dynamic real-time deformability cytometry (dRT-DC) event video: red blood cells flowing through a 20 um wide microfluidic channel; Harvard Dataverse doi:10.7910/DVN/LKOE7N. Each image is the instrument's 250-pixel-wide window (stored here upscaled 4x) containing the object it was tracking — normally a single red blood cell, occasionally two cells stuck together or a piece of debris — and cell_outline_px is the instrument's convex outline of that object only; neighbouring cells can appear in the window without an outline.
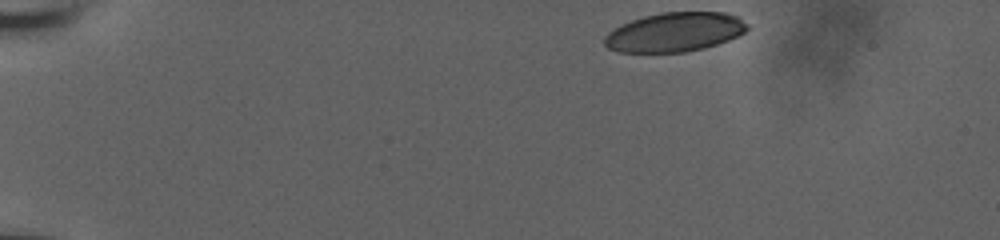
{"species": "human", "species_latin": "Homo sapiens", "temperature_condition": "room temperature", "stored_images_in_passage": 15, "camera_frame_rate_fps": 3000, "um_per_image_px": 0.085, "donor": {"sex": "male"}, "frame": {"image": 1, "passage_image": 1, "time_ms": 0.0, "image_size_px": [1000, 240], "cell_outline_px": [[748, 28], [744, 32], [728, 40], [704, 48], [684, 52], [620, 52], [608, 48], [604, 44], [604, 36], [608, 32], [632, 20], [644, 16], [660, 12], [728, 12], [736, 16], [748, 24]], "centroid_in_image_um": [57.36, 2.72], "position_along_channel_um": 27.6, "area_um2": 32.48}}
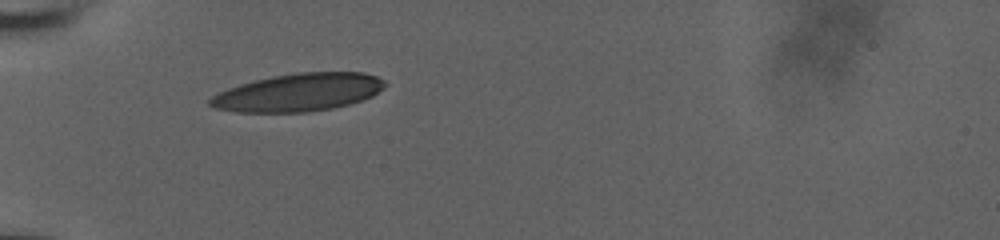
{"frame": {"image": 2, "passage_image": 11, "time_ms": 3.333, "image_size_px": [1000, 240], "cell_outline_px": [[388, 84], [384, 88], [372, 96], [348, 104], [332, 108], [308, 112], [236, 112], [212, 108], [208, 104], [208, 100], [212, 96], [228, 88], [252, 80], [272, 76], [296, 72], [364, 72], [376, 76], [384, 80]], "centroid_in_image_um": [25.35, 7.85], "position_along_channel_um": 59.7, "area_um2": 38.73}}
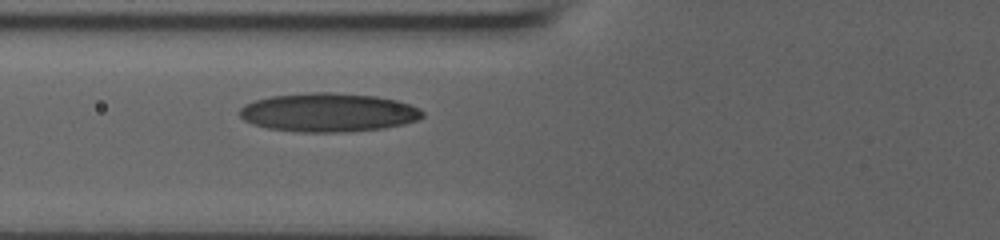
{"frame": {"image": 3, "passage_image": 15, "time_ms": 4.667, "image_size_px": [1000, 240], "cell_outline_px": [[424, 116], [416, 120], [404, 124], [384, 128], [344, 132], [300, 132], [268, 128], [252, 124], [244, 120], [236, 112], [244, 104], [256, 100], [272, 96], [308, 92], [332, 92], [376, 96], [396, 100], [420, 108], [424, 112]], "centroid_in_image_um": [27.89, 9.56], "position_along_channel_um": 97.9, "area_um2": 41.44}}